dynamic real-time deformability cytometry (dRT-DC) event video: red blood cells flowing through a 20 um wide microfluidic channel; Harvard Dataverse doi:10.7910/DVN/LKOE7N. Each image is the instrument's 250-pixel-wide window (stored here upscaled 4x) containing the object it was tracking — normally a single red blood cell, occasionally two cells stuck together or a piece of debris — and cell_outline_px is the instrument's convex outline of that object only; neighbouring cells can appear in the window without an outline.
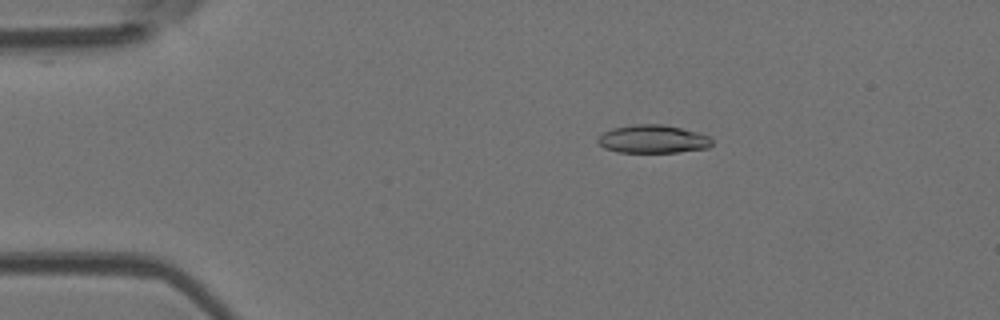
{"species": "Egyptian fruit bat (a non-hibernating species)", "species_latin": "Rousettus aegyptiacus", "temperature_condition": "room temperature", "stored_images_in_passage": 51, "camera_frame_rate_fps": 3000, "um_per_image_px": 0.085, "animal": {"sex": "female"}, "frame": {"image": 1, "passage_image": 9, "time_ms": 2.667, "image_size_px": [1000, 320], "cell_outline_px": [[712, 144], [708, 148], [680, 152], [616, 152], [604, 148], [596, 140], [604, 132], [612, 128], [632, 124], [664, 124], [696, 132], [708, 136], [712, 140]], "centroid_in_image_um": [55.48, 11.82], "position_along_channel_um": 29.5, "area_um2": 18.73}}
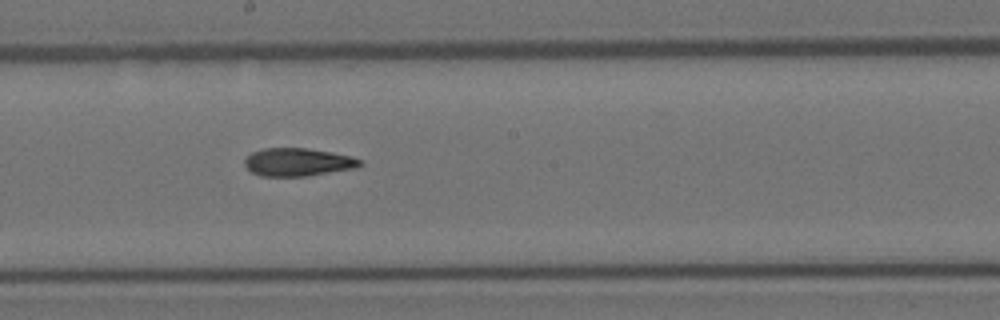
{"frame": {"image": 2, "passage_image": 28, "time_ms": 9.0, "image_size_px": [1000, 320], "cell_outline_px": [[364, 164], [356, 168], [308, 176], [260, 176], [252, 172], [244, 164], [244, 160], [252, 152], [264, 148], [304, 148], [332, 152], [352, 156], [360, 160]], "centroid_in_image_um": [25.34, 13.78], "position_along_channel_um": 222.9, "area_um2": 18.84}}
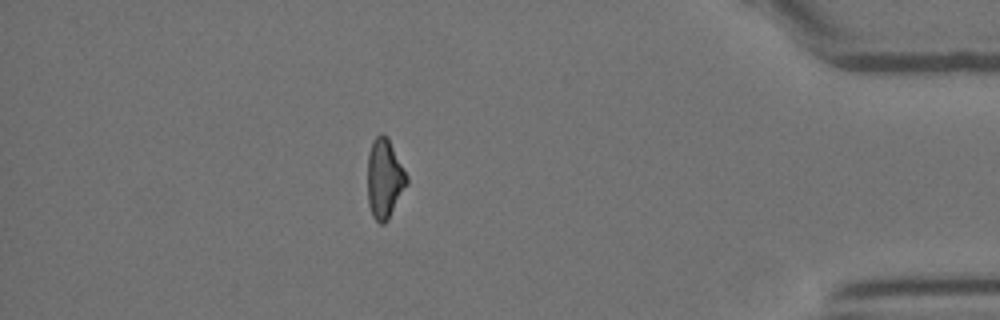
{"frame": {"image": 3, "passage_image": 45, "time_ms": 14.667, "image_size_px": [1000, 320], "cell_outline_px": [[408, 184], [388, 220], [384, 224], [380, 224], [372, 216], [368, 204], [368, 152], [372, 140], [380, 132], [384, 132], [388, 136], [408, 176]], "centroid_in_image_um": [32.69, 15.15], "position_along_channel_um": 402.5, "area_um2": 18.55}, "authors_computed_cell_mechanics": {"area_um2": 18.8428, "velocity_mm_per_s": 3.9168, "shape_relaxation_time_tau1_ms": null, "shape_relaxation_time_tau2_ms": 6.6782, "deformation_change_tau1": null, "deformation_change_tau2": 0.181}}